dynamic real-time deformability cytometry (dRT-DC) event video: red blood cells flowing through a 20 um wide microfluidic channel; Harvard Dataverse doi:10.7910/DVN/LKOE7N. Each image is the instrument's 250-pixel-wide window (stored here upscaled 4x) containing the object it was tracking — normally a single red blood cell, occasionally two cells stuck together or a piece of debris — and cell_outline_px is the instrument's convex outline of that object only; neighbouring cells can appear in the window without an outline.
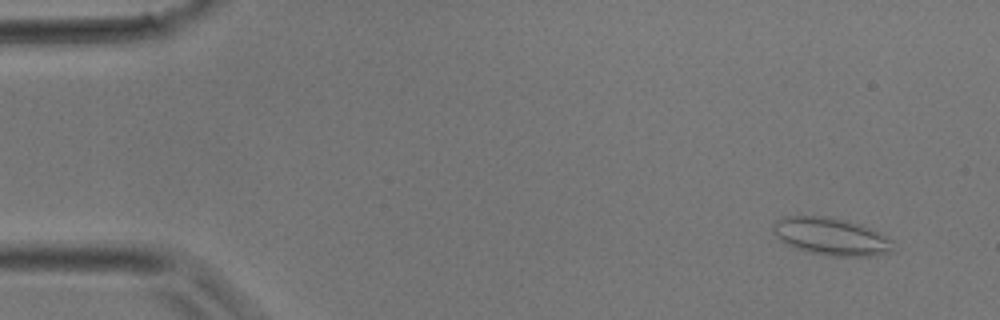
{"species": "common noctule bat (a hibernating species)", "species_latin": "Nyctalus noctula", "temperature_condition": "room temperature", "stored_images_in_passage": 37, "camera_frame_rate_fps": 3000, "um_per_image_px": 0.085, "animal": {"sex": "male", "body_mass_g": 17.9}, "frame": {"image": 1, "passage_image": 3, "time_ms": 0.667, "image_size_px": [1000, 320], "cell_outline_px": [[892, 252], [872, 256], [828, 256], [808, 252], [796, 248], [780, 240], [772, 232], [772, 228], [776, 220], [784, 216], [824, 216], [844, 220], [860, 224], [888, 236], [892, 240]], "centroid_in_image_um": [70.64, 20.11], "position_along_channel_um": 14.4, "area_um2": 26.24}}
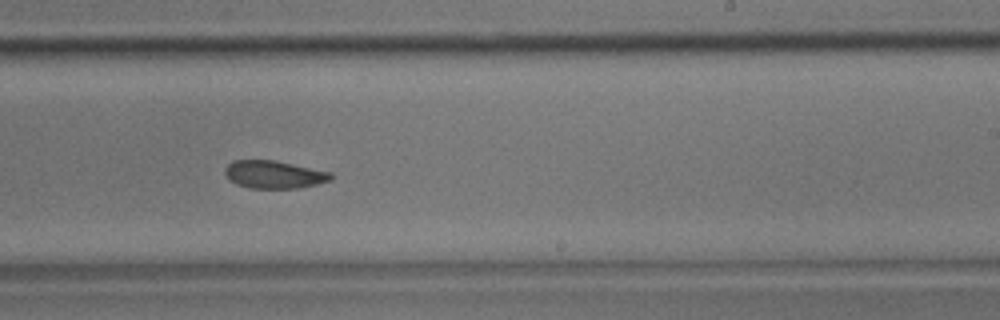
{"frame": {"image": 2, "passage_image": 23, "time_ms": 7.333, "image_size_px": [1000, 320], "cell_outline_px": [[332, 180], [316, 184], [296, 188], [248, 188], [236, 184], [228, 180], [224, 172], [224, 168], [232, 160], [276, 160], [332, 172]], "centroid_in_image_um": [23.26, 14.82], "position_along_channel_um": 265.7, "area_um2": 17.34}}
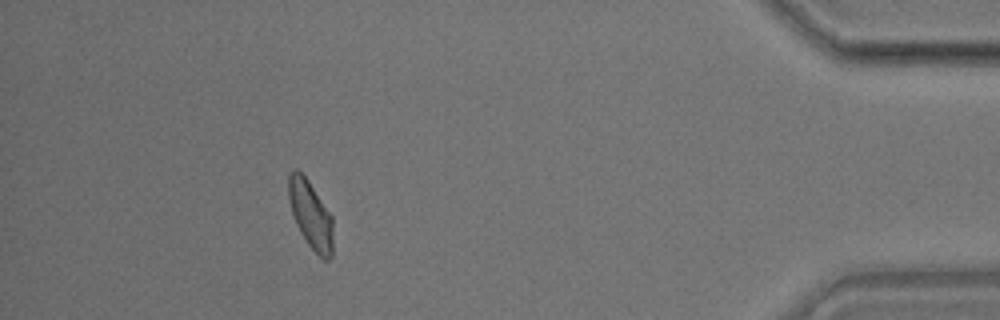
{"frame": {"image": 3, "passage_image": 34, "time_ms": 11.0, "image_size_px": [1000, 320], "cell_outline_px": [[332, 256], [328, 260], [324, 260], [308, 244], [300, 232], [296, 224], [288, 200], [288, 176], [296, 168], [308, 180], [332, 216]], "centroid_in_image_um": [26.39, 18.25], "position_along_channel_um": 408.8, "area_um2": 17.34}}